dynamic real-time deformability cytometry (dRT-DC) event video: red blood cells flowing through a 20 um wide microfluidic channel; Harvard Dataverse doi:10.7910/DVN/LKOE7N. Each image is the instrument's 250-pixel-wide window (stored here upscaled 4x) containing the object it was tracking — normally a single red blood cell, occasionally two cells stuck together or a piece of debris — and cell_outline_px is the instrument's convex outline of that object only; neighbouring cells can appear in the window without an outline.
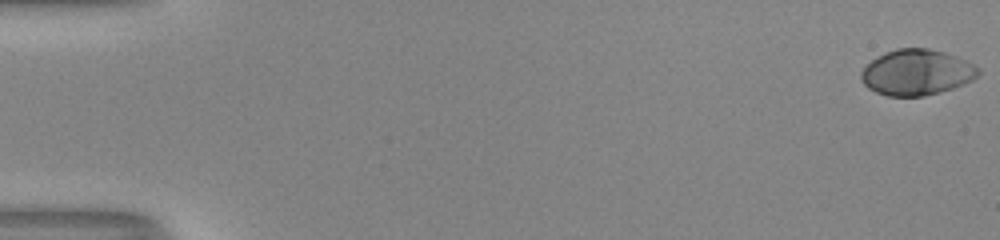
{"species": "human", "species_latin": "Homo sapiens", "temperature_condition": "room temperature", "stored_images_in_passage": 54, "camera_frame_rate_fps": 3000, "um_per_image_px": 0.085, "donor": {"sex": "male"}, "frame": {"image": 1, "passage_image": 1, "time_ms": 0.0, "image_size_px": [1000, 240], "cell_outline_px": [[980, 72], [972, 80], [964, 84], [940, 92], [924, 96], [888, 96], [876, 92], [868, 88], [860, 80], [860, 72], [872, 60], [884, 52], [896, 48], [928, 48], [944, 52], [956, 56], [980, 68]], "centroid_in_image_um": [77.9, 6.15], "position_along_channel_um": 7.1, "area_um2": 31.21}}
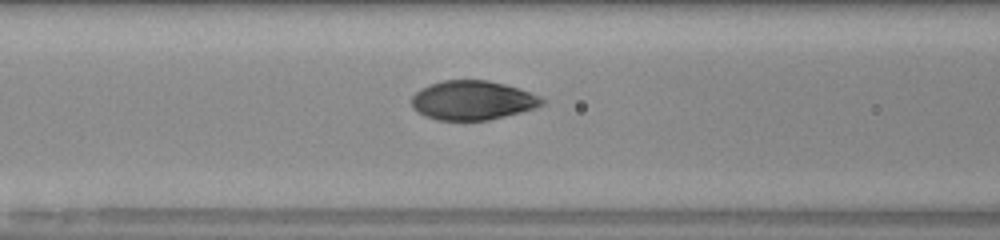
{"frame": {"image": 2, "passage_image": 24, "time_ms": 7.667, "image_size_px": [1000, 240], "cell_outline_px": [[544, 104], [536, 108], [488, 120], [436, 120], [424, 116], [416, 112], [412, 108], [412, 96], [420, 88], [428, 84], [444, 80], [488, 80], [504, 84], [532, 92], [540, 96], [544, 100]], "centroid_in_image_um": [40.14, 8.52], "position_along_channel_um": 126.5, "area_um2": 30.0}}
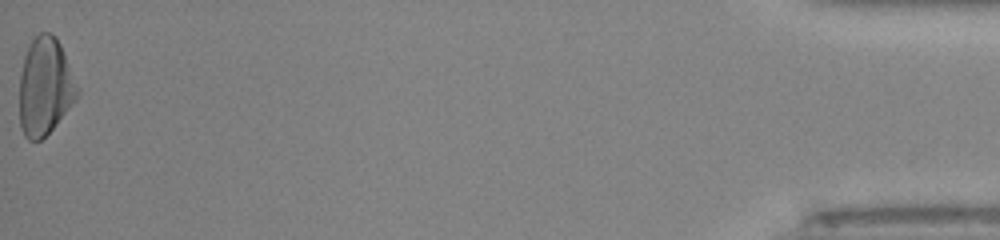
{"frame": {"image": 3, "passage_image": 54, "time_ms": 17.667, "image_size_px": [1000, 240], "cell_outline_px": [[80, 92], [76, 100], [56, 124], [40, 140], [28, 140], [24, 136], [20, 128], [20, 76], [24, 56], [32, 40], [40, 32], [48, 32], [56, 36], [60, 44], [80, 88]], "centroid_in_image_um": [3.84, 7.36], "position_along_channel_um": 431.4, "area_um2": 32.89}, "authors_computed_cell_mechanics": {"area_um2": 30.7496, "velocity_mm_per_s": 4.044, "shape_relaxation_time_tau1_ms": 3.306, "shape_relaxation_time_tau2_ms": null, "deformation_change_tau1": 0.1715, "deformation_change_tau2": null}}